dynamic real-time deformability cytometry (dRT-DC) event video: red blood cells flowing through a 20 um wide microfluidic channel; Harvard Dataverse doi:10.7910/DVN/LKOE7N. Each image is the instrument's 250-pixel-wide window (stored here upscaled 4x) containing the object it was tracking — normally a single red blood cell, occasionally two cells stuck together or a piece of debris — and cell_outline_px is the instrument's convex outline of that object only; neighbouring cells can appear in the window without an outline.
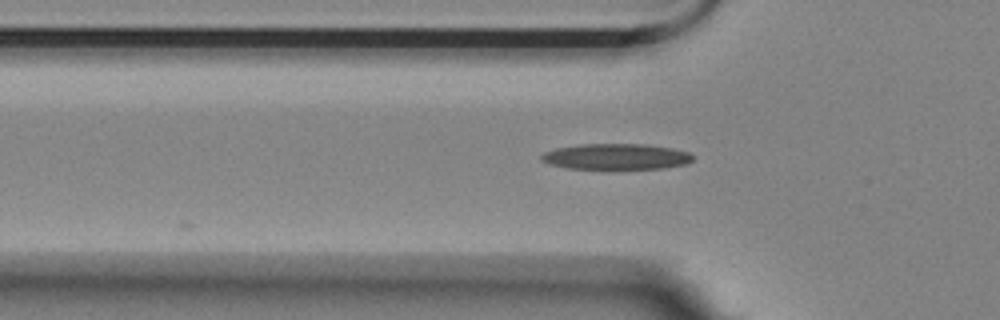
{"species": "Egyptian fruit bat (a non-hibernating species)", "species_latin": "Rousettus aegyptiacus", "temperature_condition": "room temperature", "stored_images_in_passage": 7, "camera_frame_rate_fps": 3000, "um_per_image_px": 0.085, "animal": {"sex": "female"}, "frame": {"image": 1, "passage_image": 5, "time_ms": 1.333, "image_size_px": [1000, 320], "cell_outline_px": [[692, 160], [684, 164], [664, 168], [612, 172], [604, 172], [568, 168], [548, 164], [540, 160], [540, 156], [544, 152], [556, 148], [580, 144], [644, 144], [672, 148], [688, 152], [692, 156]], "centroid_in_image_um": [52.31, 13.37], "position_along_channel_um": 73.5, "area_um2": 24.04}}